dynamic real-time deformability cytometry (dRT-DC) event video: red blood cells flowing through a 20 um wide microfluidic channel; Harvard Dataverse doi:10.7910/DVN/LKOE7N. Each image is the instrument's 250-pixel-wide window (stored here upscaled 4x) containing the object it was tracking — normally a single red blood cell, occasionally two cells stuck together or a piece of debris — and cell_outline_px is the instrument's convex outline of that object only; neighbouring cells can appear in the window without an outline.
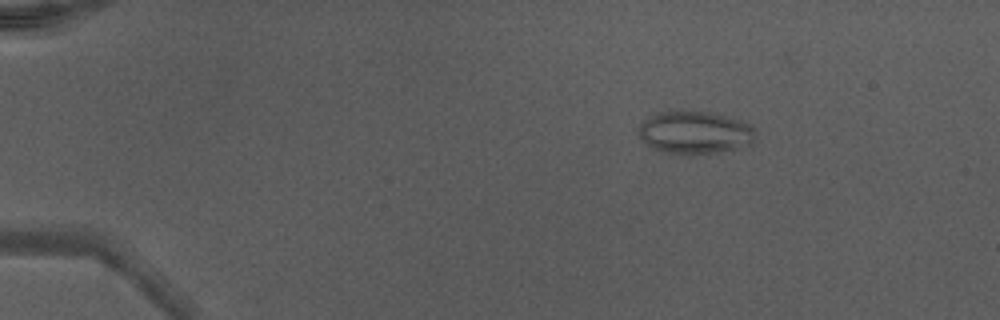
{"species": "Egyptian fruit bat (a non-hibernating species)", "species_latin": "Rousettus aegyptiacus", "temperature_condition": "warm", "stored_images_in_passage": 8, "camera_frame_rate_fps": 3000, "um_per_image_px": 0.085, "animal": {"sex": "male"}, "frame": {"image": 1, "passage_image": 7, "time_ms": 2.0, "image_size_px": [1000, 320], "cell_outline_px": [[756, 132], [752, 140], [748, 144], [716, 152], [668, 152], [652, 148], [636, 132], [640, 124], [644, 120], [656, 112], [708, 112], [740, 120], [756, 128]], "centroid_in_image_um": [59.03, 11.23], "position_along_channel_um": 26.0, "area_um2": 27.98}}